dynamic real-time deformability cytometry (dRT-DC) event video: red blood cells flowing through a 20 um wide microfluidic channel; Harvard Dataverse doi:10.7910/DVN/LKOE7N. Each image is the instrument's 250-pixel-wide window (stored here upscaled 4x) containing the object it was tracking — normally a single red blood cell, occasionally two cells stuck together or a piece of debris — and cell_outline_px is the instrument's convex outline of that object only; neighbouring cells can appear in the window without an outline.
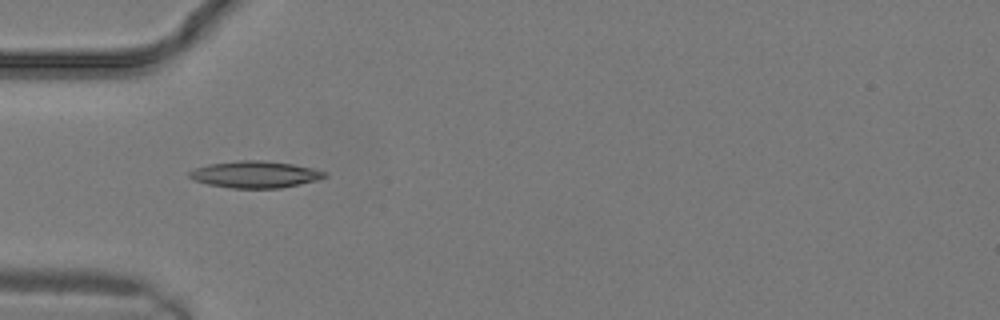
{"species": "common noctule bat (a hibernating species)", "species_latin": "Nyctalus noctula", "temperature_condition": "warm", "stored_images_in_passage": 8, "camera_frame_rate_fps": 3000, "um_per_image_px": 0.085, "animal": {"sex": "male", "body_mass_g": 19.2, "forearm_length_mm": 51.8}, "frame": {"image": 1, "passage_image": 5, "time_ms": 1.333, "image_size_px": [1000, 320], "cell_outline_px": [[328, 176], [316, 180], [300, 184], [280, 188], [232, 188], [208, 184], [196, 180], [188, 176], [188, 172], [196, 168], [208, 164], [240, 160], [264, 160], [292, 164], [312, 168], [328, 172]], "centroid_in_image_um": [21.71, 14.82], "position_along_channel_um": 63.3, "area_um2": 21.04}}
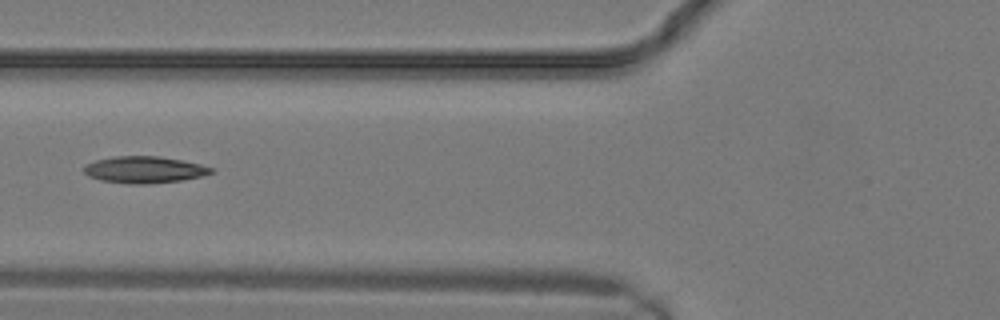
{"frame": {"image": 2, "passage_image": 7, "time_ms": 2.0, "image_size_px": [1000, 320], "cell_outline_px": [[216, 172], [204, 176], [180, 180], [148, 184], [128, 184], [100, 180], [88, 176], [84, 172], [84, 164], [96, 160], [116, 156], [160, 156], [200, 164], [216, 168]], "centroid_in_image_um": [12.3, 14.43], "position_along_channel_um": 113.5, "area_um2": 20.0}}